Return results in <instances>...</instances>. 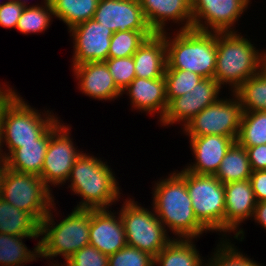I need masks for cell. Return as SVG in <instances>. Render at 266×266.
<instances>
[{
  "mask_svg": "<svg viewBox=\"0 0 266 266\" xmlns=\"http://www.w3.org/2000/svg\"><path fill=\"white\" fill-rule=\"evenodd\" d=\"M195 240L197 241V239L173 238L154 257V266H206L207 258L201 256Z\"/></svg>",
  "mask_w": 266,
  "mask_h": 266,
  "instance_id": "cell-24",
  "label": "cell"
},
{
  "mask_svg": "<svg viewBox=\"0 0 266 266\" xmlns=\"http://www.w3.org/2000/svg\"><path fill=\"white\" fill-rule=\"evenodd\" d=\"M71 126L64 123L49 137L40 177L51 190L52 186L59 188L66 184L76 159L84 152L75 147Z\"/></svg>",
  "mask_w": 266,
  "mask_h": 266,
  "instance_id": "cell-11",
  "label": "cell"
},
{
  "mask_svg": "<svg viewBox=\"0 0 266 266\" xmlns=\"http://www.w3.org/2000/svg\"><path fill=\"white\" fill-rule=\"evenodd\" d=\"M225 213H224V238H233L243 242L245 230L239 228L245 221L251 220L257 204L255 194L248 180L224 184Z\"/></svg>",
  "mask_w": 266,
  "mask_h": 266,
  "instance_id": "cell-15",
  "label": "cell"
},
{
  "mask_svg": "<svg viewBox=\"0 0 266 266\" xmlns=\"http://www.w3.org/2000/svg\"><path fill=\"white\" fill-rule=\"evenodd\" d=\"M52 190L39 175L4 169L0 197L16 208L29 213L39 224L55 203Z\"/></svg>",
  "mask_w": 266,
  "mask_h": 266,
  "instance_id": "cell-7",
  "label": "cell"
},
{
  "mask_svg": "<svg viewBox=\"0 0 266 266\" xmlns=\"http://www.w3.org/2000/svg\"><path fill=\"white\" fill-rule=\"evenodd\" d=\"M119 215L122 219L128 246L151 254L153 257L173 239L158 219L153 207L144 208L134 198L122 199Z\"/></svg>",
  "mask_w": 266,
  "mask_h": 266,
  "instance_id": "cell-8",
  "label": "cell"
},
{
  "mask_svg": "<svg viewBox=\"0 0 266 266\" xmlns=\"http://www.w3.org/2000/svg\"><path fill=\"white\" fill-rule=\"evenodd\" d=\"M89 245L107 256L127 245L124 225L118 211L90 210Z\"/></svg>",
  "mask_w": 266,
  "mask_h": 266,
  "instance_id": "cell-18",
  "label": "cell"
},
{
  "mask_svg": "<svg viewBox=\"0 0 266 266\" xmlns=\"http://www.w3.org/2000/svg\"><path fill=\"white\" fill-rule=\"evenodd\" d=\"M236 142L243 147L266 144V111H243Z\"/></svg>",
  "mask_w": 266,
  "mask_h": 266,
  "instance_id": "cell-29",
  "label": "cell"
},
{
  "mask_svg": "<svg viewBox=\"0 0 266 266\" xmlns=\"http://www.w3.org/2000/svg\"><path fill=\"white\" fill-rule=\"evenodd\" d=\"M5 168H6V159L0 156V184H1L2 174Z\"/></svg>",
  "mask_w": 266,
  "mask_h": 266,
  "instance_id": "cell-45",
  "label": "cell"
},
{
  "mask_svg": "<svg viewBox=\"0 0 266 266\" xmlns=\"http://www.w3.org/2000/svg\"><path fill=\"white\" fill-rule=\"evenodd\" d=\"M260 72L266 78V49L263 51L261 60H260Z\"/></svg>",
  "mask_w": 266,
  "mask_h": 266,
  "instance_id": "cell-43",
  "label": "cell"
},
{
  "mask_svg": "<svg viewBox=\"0 0 266 266\" xmlns=\"http://www.w3.org/2000/svg\"><path fill=\"white\" fill-rule=\"evenodd\" d=\"M59 118L53 110L35 109L18 94L2 115L0 154L6 159L20 144L35 143Z\"/></svg>",
  "mask_w": 266,
  "mask_h": 266,
  "instance_id": "cell-6",
  "label": "cell"
},
{
  "mask_svg": "<svg viewBox=\"0 0 266 266\" xmlns=\"http://www.w3.org/2000/svg\"><path fill=\"white\" fill-rule=\"evenodd\" d=\"M99 0H50L54 17L70 30L72 27L93 19Z\"/></svg>",
  "mask_w": 266,
  "mask_h": 266,
  "instance_id": "cell-28",
  "label": "cell"
},
{
  "mask_svg": "<svg viewBox=\"0 0 266 266\" xmlns=\"http://www.w3.org/2000/svg\"><path fill=\"white\" fill-rule=\"evenodd\" d=\"M73 43L72 66L88 62H105L108 59L113 31L94 19L82 22L70 30Z\"/></svg>",
  "mask_w": 266,
  "mask_h": 266,
  "instance_id": "cell-14",
  "label": "cell"
},
{
  "mask_svg": "<svg viewBox=\"0 0 266 266\" xmlns=\"http://www.w3.org/2000/svg\"><path fill=\"white\" fill-rule=\"evenodd\" d=\"M55 208L56 203L40 223V258L49 259L48 264H62L54 260L58 256L65 263L76 251L89 245L90 210L74 208L56 224Z\"/></svg>",
  "mask_w": 266,
  "mask_h": 266,
  "instance_id": "cell-4",
  "label": "cell"
},
{
  "mask_svg": "<svg viewBox=\"0 0 266 266\" xmlns=\"http://www.w3.org/2000/svg\"><path fill=\"white\" fill-rule=\"evenodd\" d=\"M93 19L113 32L141 31L147 38L153 34L139 0H99Z\"/></svg>",
  "mask_w": 266,
  "mask_h": 266,
  "instance_id": "cell-16",
  "label": "cell"
},
{
  "mask_svg": "<svg viewBox=\"0 0 266 266\" xmlns=\"http://www.w3.org/2000/svg\"><path fill=\"white\" fill-rule=\"evenodd\" d=\"M109 256L101 253L94 246L87 245L76 251L64 266H108Z\"/></svg>",
  "mask_w": 266,
  "mask_h": 266,
  "instance_id": "cell-37",
  "label": "cell"
},
{
  "mask_svg": "<svg viewBox=\"0 0 266 266\" xmlns=\"http://www.w3.org/2000/svg\"><path fill=\"white\" fill-rule=\"evenodd\" d=\"M129 96L131 109L139 113L152 114L160 122L166 113L168 101L166 98L165 77L146 79L135 77L132 82L122 91V95Z\"/></svg>",
  "mask_w": 266,
  "mask_h": 266,
  "instance_id": "cell-21",
  "label": "cell"
},
{
  "mask_svg": "<svg viewBox=\"0 0 266 266\" xmlns=\"http://www.w3.org/2000/svg\"><path fill=\"white\" fill-rule=\"evenodd\" d=\"M108 266H154V257L145 251L126 245L109 256Z\"/></svg>",
  "mask_w": 266,
  "mask_h": 266,
  "instance_id": "cell-35",
  "label": "cell"
},
{
  "mask_svg": "<svg viewBox=\"0 0 266 266\" xmlns=\"http://www.w3.org/2000/svg\"><path fill=\"white\" fill-rule=\"evenodd\" d=\"M139 3L153 33L170 31L169 22L181 26L178 30L192 29L191 0H139Z\"/></svg>",
  "mask_w": 266,
  "mask_h": 266,
  "instance_id": "cell-17",
  "label": "cell"
},
{
  "mask_svg": "<svg viewBox=\"0 0 266 266\" xmlns=\"http://www.w3.org/2000/svg\"><path fill=\"white\" fill-rule=\"evenodd\" d=\"M9 88L1 97H0V134H1V125H2V115L5 107L19 94L17 90Z\"/></svg>",
  "mask_w": 266,
  "mask_h": 266,
  "instance_id": "cell-42",
  "label": "cell"
},
{
  "mask_svg": "<svg viewBox=\"0 0 266 266\" xmlns=\"http://www.w3.org/2000/svg\"><path fill=\"white\" fill-rule=\"evenodd\" d=\"M14 1L19 2L21 5H23L25 7H27V6H39V5H42V4H45V3H50V0H42L41 1V4L38 3V4H32V5H30V4H28V0H14Z\"/></svg>",
  "mask_w": 266,
  "mask_h": 266,
  "instance_id": "cell-44",
  "label": "cell"
},
{
  "mask_svg": "<svg viewBox=\"0 0 266 266\" xmlns=\"http://www.w3.org/2000/svg\"><path fill=\"white\" fill-rule=\"evenodd\" d=\"M116 86L123 91L136 77L133 56L108 58L105 61Z\"/></svg>",
  "mask_w": 266,
  "mask_h": 266,
  "instance_id": "cell-36",
  "label": "cell"
},
{
  "mask_svg": "<svg viewBox=\"0 0 266 266\" xmlns=\"http://www.w3.org/2000/svg\"><path fill=\"white\" fill-rule=\"evenodd\" d=\"M219 239L216 248H213V255L207 256L206 266H264L241 252L239 247L235 246V242L233 244L230 240L231 238L219 237Z\"/></svg>",
  "mask_w": 266,
  "mask_h": 266,
  "instance_id": "cell-30",
  "label": "cell"
},
{
  "mask_svg": "<svg viewBox=\"0 0 266 266\" xmlns=\"http://www.w3.org/2000/svg\"><path fill=\"white\" fill-rule=\"evenodd\" d=\"M0 234L40 236V224L29 213L0 197Z\"/></svg>",
  "mask_w": 266,
  "mask_h": 266,
  "instance_id": "cell-26",
  "label": "cell"
},
{
  "mask_svg": "<svg viewBox=\"0 0 266 266\" xmlns=\"http://www.w3.org/2000/svg\"><path fill=\"white\" fill-rule=\"evenodd\" d=\"M61 121L59 118L35 143L20 144V147L6 158V168L40 176L49 137L64 123Z\"/></svg>",
  "mask_w": 266,
  "mask_h": 266,
  "instance_id": "cell-23",
  "label": "cell"
},
{
  "mask_svg": "<svg viewBox=\"0 0 266 266\" xmlns=\"http://www.w3.org/2000/svg\"><path fill=\"white\" fill-rule=\"evenodd\" d=\"M194 161L183 167L198 175H215L228 149L235 142L231 137L205 135L188 138Z\"/></svg>",
  "mask_w": 266,
  "mask_h": 266,
  "instance_id": "cell-20",
  "label": "cell"
},
{
  "mask_svg": "<svg viewBox=\"0 0 266 266\" xmlns=\"http://www.w3.org/2000/svg\"><path fill=\"white\" fill-rule=\"evenodd\" d=\"M241 32H216V68L214 79L222 87L234 92L246 80L260 72L264 51L257 49L252 39ZM253 43V44H252ZM230 87V88H229Z\"/></svg>",
  "mask_w": 266,
  "mask_h": 266,
  "instance_id": "cell-3",
  "label": "cell"
},
{
  "mask_svg": "<svg viewBox=\"0 0 266 266\" xmlns=\"http://www.w3.org/2000/svg\"><path fill=\"white\" fill-rule=\"evenodd\" d=\"M229 94L232 97L219 98L214 104L199 112L182 128V133L188 138L221 135L231 137L236 142L243 110L241 101L235 93Z\"/></svg>",
  "mask_w": 266,
  "mask_h": 266,
  "instance_id": "cell-10",
  "label": "cell"
},
{
  "mask_svg": "<svg viewBox=\"0 0 266 266\" xmlns=\"http://www.w3.org/2000/svg\"><path fill=\"white\" fill-rule=\"evenodd\" d=\"M175 30L162 33L166 41V69L188 70L203 78H214L216 32Z\"/></svg>",
  "mask_w": 266,
  "mask_h": 266,
  "instance_id": "cell-5",
  "label": "cell"
},
{
  "mask_svg": "<svg viewBox=\"0 0 266 266\" xmlns=\"http://www.w3.org/2000/svg\"><path fill=\"white\" fill-rule=\"evenodd\" d=\"M186 187L197 220L209 232L224 238V184L214 175H198L186 170Z\"/></svg>",
  "mask_w": 266,
  "mask_h": 266,
  "instance_id": "cell-9",
  "label": "cell"
},
{
  "mask_svg": "<svg viewBox=\"0 0 266 266\" xmlns=\"http://www.w3.org/2000/svg\"><path fill=\"white\" fill-rule=\"evenodd\" d=\"M251 220L266 230V201L257 202Z\"/></svg>",
  "mask_w": 266,
  "mask_h": 266,
  "instance_id": "cell-41",
  "label": "cell"
},
{
  "mask_svg": "<svg viewBox=\"0 0 266 266\" xmlns=\"http://www.w3.org/2000/svg\"><path fill=\"white\" fill-rule=\"evenodd\" d=\"M48 266H64L63 264H48Z\"/></svg>",
  "mask_w": 266,
  "mask_h": 266,
  "instance_id": "cell-46",
  "label": "cell"
},
{
  "mask_svg": "<svg viewBox=\"0 0 266 266\" xmlns=\"http://www.w3.org/2000/svg\"><path fill=\"white\" fill-rule=\"evenodd\" d=\"M252 169L245 147L234 142L214 175L222 184L250 179Z\"/></svg>",
  "mask_w": 266,
  "mask_h": 266,
  "instance_id": "cell-27",
  "label": "cell"
},
{
  "mask_svg": "<svg viewBox=\"0 0 266 266\" xmlns=\"http://www.w3.org/2000/svg\"><path fill=\"white\" fill-rule=\"evenodd\" d=\"M40 236H15L0 234V266H22L40 258V241L31 251L25 239L38 240Z\"/></svg>",
  "mask_w": 266,
  "mask_h": 266,
  "instance_id": "cell-25",
  "label": "cell"
},
{
  "mask_svg": "<svg viewBox=\"0 0 266 266\" xmlns=\"http://www.w3.org/2000/svg\"><path fill=\"white\" fill-rule=\"evenodd\" d=\"M25 6L14 0H7L0 5V26L6 29L16 28Z\"/></svg>",
  "mask_w": 266,
  "mask_h": 266,
  "instance_id": "cell-38",
  "label": "cell"
},
{
  "mask_svg": "<svg viewBox=\"0 0 266 266\" xmlns=\"http://www.w3.org/2000/svg\"><path fill=\"white\" fill-rule=\"evenodd\" d=\"M192 28L209 32H238L235 24L251 0H191ZM251 2V3H250Z\"/></svg>",
  "mask_w": 266,
  "mask_h": 266,
  "instance_id": "cell-12",
  "label": "cell"
},
{
  "mask_svg": "<svg viewBox=\"0 0 266 266\" xmlns=\"http://www.w3.org/2000/svg\"><path fill=\"white\" fill-rule=\"evenodd\" d=\"M249 181L257 202L266 201V170L252 171Z\"/></svg>",
  "mask_w": 266,
  "mask_h": 266,
  "instance_id": "cell-40",
  "label": "cell"
},
{
  "mask_svg": "<svg viewBox=\"0 0 266 266\" xmlns=\"http://www.w3.org/2000/svg\"><path fill=\"white\" fill-rule=\"evenodd\" d=\"M234 93L243 111H266V78L261 72L246 80Z\"/></svg>",
  "mask_w": 266,
  "mask_h": 266,
  "instance_id": "cell-31",
  "label": "cell"
},
{
  "mask_svg": "<svg viewBox=\"0 0 266 266\" xmlns=\"http://www.w3.org/2000/svg\"><path fill=\"white\" fill-rule=\"evenodd\" d=\"M54 18L50 3L39 6H27L20 16L16 29L22 34H39L47 31Z\"/></svg>",
  "mask_w": 266,
  "mask_h": 266,
  "instance_id": "cell-32",
  "label": "cell"
},
{
  "mask_svg": "<svg viewBox=\"0 0 266 266\" xmlns=\"http://www.w3.org/2000/svg\"><path fill=\"white\" fill-rule=\"evenodd\" d=\"M141 31H117L113 33L110 42L108 58L130 57L146 40Z\"/></svg>",
  "mask_w": 266,
  "mask_h": 266,
  "instance_id": "cell-34",
  "label": "cell"
},
{
  "mask_svg": "<svg viewBox=\"0 0 266 266\" xmlns=\"http://www.w3.org/2000/svg\"><path fill=\"white\" fill-rule=\"evenodd\" d=\"M252 171L266 170V144L245 147Z\"/></svg>",
  "mask_w": 266,
  "mask_h": 266,
  "instance_id": "cell-39",
  "label": "cell"
},
{
  "mask_svg": "<svg viewBox=\"0 0 266 266\" xmlns=\"http://www.w3.org/2000/svg\"><path fill=\"white\" fill-rule=\"evenodd\" d=\"M153 184L151 205L167 233H173L171 237L198 240L203 233L209 232L194 214L184 168L171 171L166 178L161 177Z\"/></svg>",
  "mask_w": 266,
  "mask_h": 266,
  "instance_id": "cell-1",
  "label": "cell"
},
{
  "mask_svg": "<svg viewBox=\"0 0 266 266\" xmlns=\"http://www.w3.org/2000/svg\"><path fill=\"white\" fill-rule=\"evenodd\" d=\"M78 90L98 101H114L122 97L105 62H88L71 66Z\"/></svg>",
  "mask_w": 266,
  "mask_h": 266,
  "instance_id": "cell-19",
  "label": "cell"
},
{
  "mask_svg": "<svg viewBox=\"0 0 266 266\" xmlns=\"http://www.w3.org/2000/svg\"><path fill=\"white\" fill-rule=\"evenodd\" d=\"M99 157L81 153L73 165L66 181L70 191L81 197L74 208L79 209H112L120 201L121 187L115 171ZM113 171V172H112Z\"/></svg>",
  "mask_w": 266,
  "mask_h": 266,
  "instance_id": "cell-2",
  "label": "cell"
},
{
  "mask_svg": "<svg viewBox=\"0 0 266 266\" xmlns=\"http://www.w3.org/2000/svg\"><path fill=\"white\" fill-rule=\"evenodd\" d=\"M164 77L168 103L172 99L190 92L203 79L196 73L178 69H165Z\"/></svg>",
  "mask_w": 266,
  "mask_h": 266,
  "instance_id": "cell-33",
  "label": "cell"
},
{
  "mask_svg": "<svg viewBox=\"0 0 266 266\" xmlns=\"http://www.w3.org/2000/svg\"><path fill=\"white\" fill-rule=\"evenodd\" d=\"M135 75L139 78L156 79L164 77L166 41L162 33H153L133 54Z\"/></svg>",
  "mask_w": 266,
  "mask_h": 266,
  "instance_id": "cell-22",
  "label": "cell"
},
{
  "mask_svg": "<svg viewBox=\"0 0 266 266\" xmlns=\"http://www.w3.org/2000/svg\"><path fill=\"white\" fill-rule=\"evenodd\" d=\"M221 86L214 78H203L190 92L172 99L168 103L165 115L160 126L182 125L184 128L199 112L220 97Z\"/></svg>",
  "mask_w": 266,
  "mask_h": 266,
  "instance_id": "cell-13",
  "label": "cell"
}]
</instances>
